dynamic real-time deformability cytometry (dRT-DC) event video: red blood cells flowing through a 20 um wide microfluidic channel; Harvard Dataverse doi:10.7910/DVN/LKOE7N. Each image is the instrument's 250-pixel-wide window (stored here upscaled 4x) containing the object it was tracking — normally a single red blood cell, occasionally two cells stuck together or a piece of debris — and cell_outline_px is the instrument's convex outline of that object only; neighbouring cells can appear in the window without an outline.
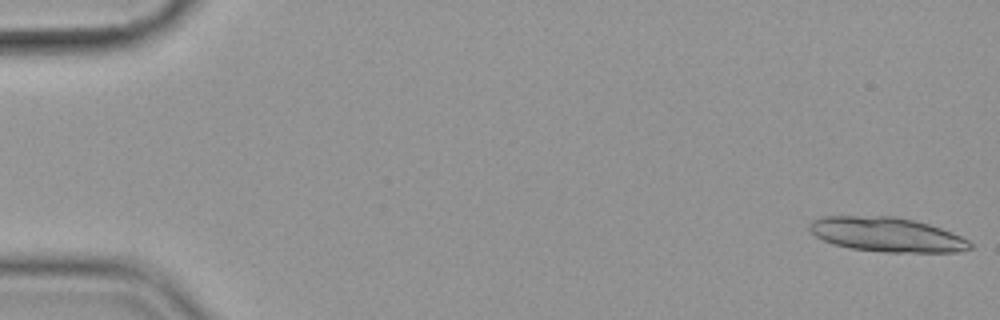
{"species": "common noctule bat (a hibernating species)", "species_latin": "Nyctalus noctula", "temperature_condition": "cold", "stored_images_in_passage": 16, "camera_frame_rate_fps": 3000, "um_per_image_px": 0.085, "animal": {"sex": "female", "body_mass_g": 19.9}, "frame": {"image": 1, "passage_image": 1, "time_ms": 0.0, "image_size_px": [1000, 320], "cell_outline_px": [[972, 248], [956, 252], [884, 252], [848, 248], [832, 244], [816, 236], [808, 228], [808, 224], [812, 220], [820, 216], [896, 216], [928, 224], [940, 228], [960, 236], [968, 240], [972, 244]], "centroid_in_image_um": [75.33, 19.93], "position_along_channel_um": 9.7, "area_um2": 32.25}}